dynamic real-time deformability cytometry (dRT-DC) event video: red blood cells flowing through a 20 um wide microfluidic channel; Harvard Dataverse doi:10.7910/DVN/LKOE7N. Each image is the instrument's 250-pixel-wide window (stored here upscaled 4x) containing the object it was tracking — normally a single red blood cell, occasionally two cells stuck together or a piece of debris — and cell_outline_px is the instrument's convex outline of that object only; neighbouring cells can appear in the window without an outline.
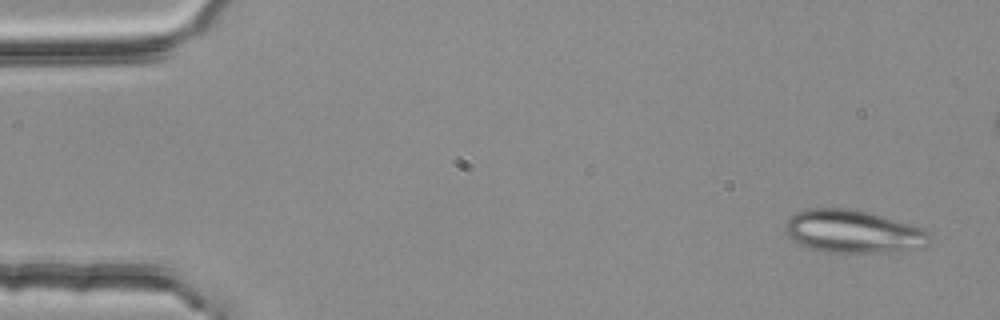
{"species": "common noctule bat (a hibernating species)", "species_latin": "Nyctalus noctula", "temperature_condition": "room temperature", "stored_images_in_passage": 5, "camera_frame_rate_fps": 3000, "um_per_image_px": 0.085, "animal": {"sex": "female", "body_mass_g": 25.1}, "frame": {"image": 1, "passage_image": 1, "time_ms": 0.0, "image_size_px": [1000, 320], "cell_outline_px": [[932, 236], [928, 244], [920, 248], [888, 252], [828, 252], [812, 248], [800, 244], [792, 240], [784, 232], [784, 224], [788, 216], [796, 212], [812, 208], [852, 208], [868, 212], [928, 228]], "centroid_in_image_um": [72.54, 19.66], "position_along_channel_um": 12.5, "area_um2": 36.59}}